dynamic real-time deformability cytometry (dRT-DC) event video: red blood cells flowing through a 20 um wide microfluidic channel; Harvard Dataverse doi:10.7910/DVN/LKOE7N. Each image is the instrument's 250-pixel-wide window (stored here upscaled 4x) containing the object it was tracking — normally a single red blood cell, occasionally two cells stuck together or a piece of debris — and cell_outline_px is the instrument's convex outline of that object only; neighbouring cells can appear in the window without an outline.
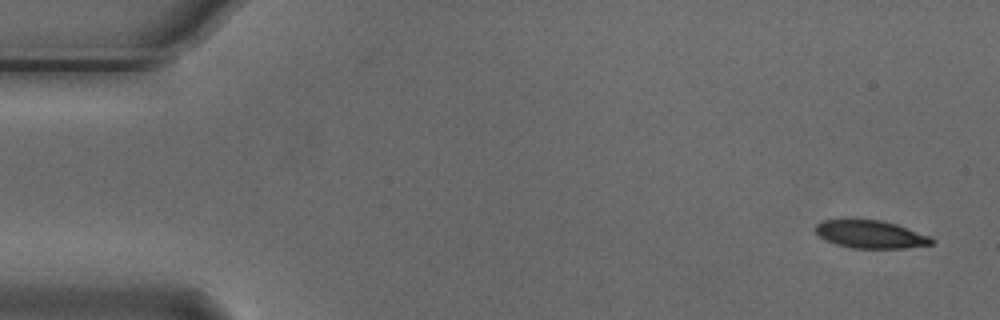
{"species": "Egyptian fruit bat (a non-hibernating species)", "species_latin": "Rousettus aegyptiacus", "temperature_condition": "cold", "stored_images_in_passage": 5, "segment_of_instrument_passage": [1, 2], "camera_frame_rate_fps": 3000, "um_per_image_px": 0.085, "animal": {"sex": "male"}, "frame": {"image": 1, "passage_image": 1, "time_ms": 0.0, "image_size_px": [1000, 320], "cell_outline_px": [[936, 240], [932, 244], [904, 248], [852, 248], [836, 244], [820, 236], [816, 232], [816, 224], [824, 220], [856, 216], [880, 220], [896, 224], [928, 236]], "centroid_in_image_um": [73.95, 19.87], "position_along_channel_um": 11.1, "area_um2": 19.25}}
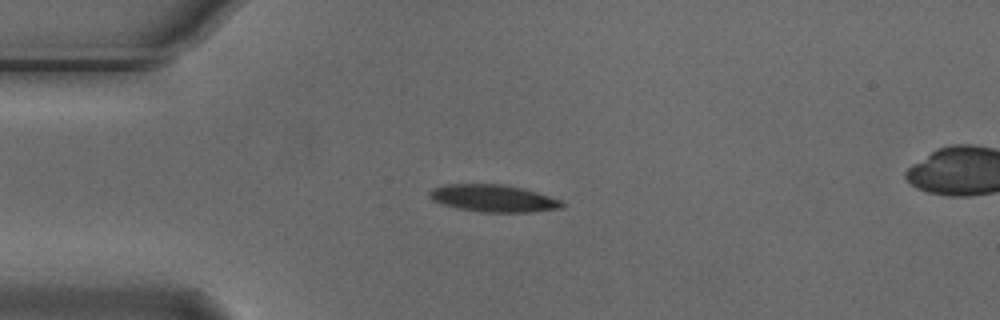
{"frame": {"image": 2, "passage_image": 4, "time_ms": 1.0, "image_size_px": [1000, 320], "cell_outline_px": [[564, 208], [532, 212], [480, 212], [456, 208], [440, 204], [432, 200], [428, 196], [428, 192], [432, 188], [444, 184], [504, 184], [524, 188], [560, 200], [564, 204]], "centroid_in_image_um": [41.89, 16.86], "position_along_channel_um": 43.1, "area_um2": 21.27}}